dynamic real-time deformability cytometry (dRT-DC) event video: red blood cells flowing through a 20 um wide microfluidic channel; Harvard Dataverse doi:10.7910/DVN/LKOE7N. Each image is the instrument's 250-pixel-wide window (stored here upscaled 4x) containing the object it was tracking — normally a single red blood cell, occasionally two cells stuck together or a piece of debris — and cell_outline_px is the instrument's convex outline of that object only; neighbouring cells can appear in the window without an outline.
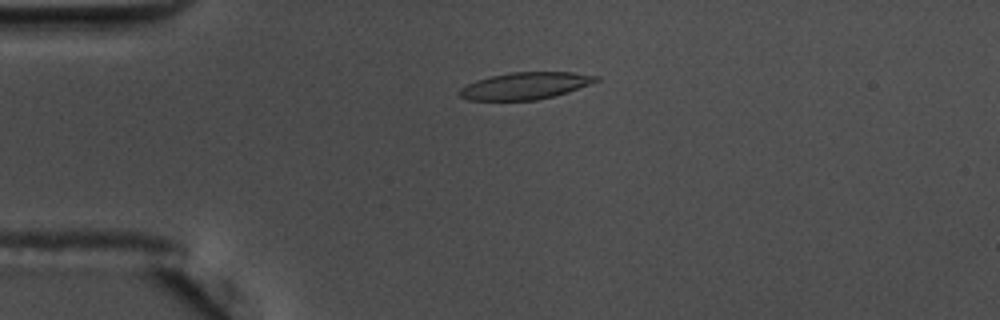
{"species": "common noctule bat (a hibernating species)", "species_latin": "Nyctalus noctula", "temperature_condition": "warm", "stored_images_in_passage": 41, "camera_frame_rate_fps": 3000, "um_per_image_px": 0.085, "animal": {"sex": "male", "body_mass_g": 17.5, "forearm_length_mm": 52.3}, "frame": {"image": 1, "passage_image": 3, "time_ms": 0.667, "image_size_px": [1000, 320], "cell_outline_px": [[600, 80], [568, 92], [536, 100], [468, 100], [460, 96], [456, 92], [460, 88], [476, 80], [492, 76], [512, 72], [572, 72], [600, 76]], "centroid_in_image_um": [44.64, 7.29], "position_along_channel_um": 40.4, "area_um2": 21.39}}
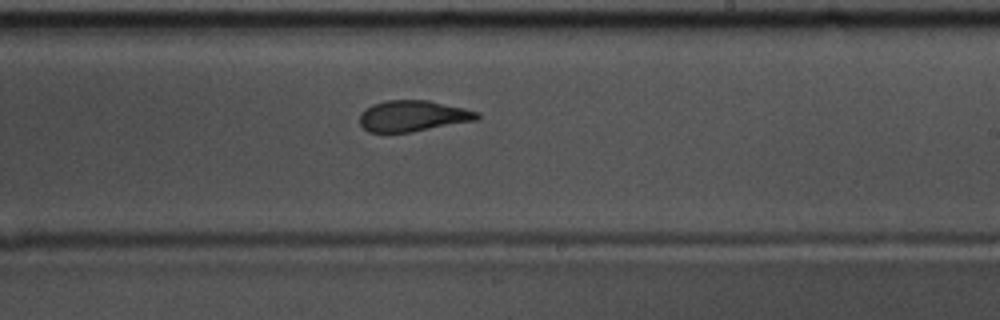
{"frame": {"image": 2, "passage_image": 23, "time_ms": 7.333, "image_size_px": [1000, 320], "cell_outline_px": [[480, 120], [408, 132], [368, 132], [360, 124], [360, 112], [364, 108], [372, 104], [388, 100], [428, 100], [464, 108], [480, 112]], "centroid_in_image_um": [35.11, 9.85], "position_along_channel_um": 253.9, "area_um2": 21.33}}
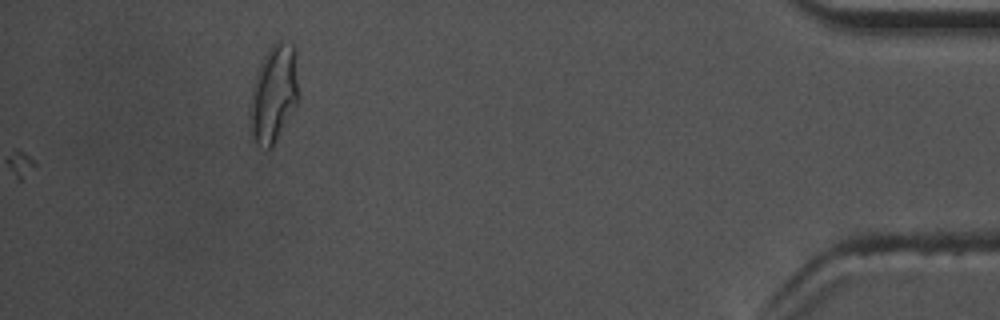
{"frame": {"image": 3, "passage_image": 41, "time_ms": 13.333, "image_size_px": [1000, 320], "cell_outline_px": [[300, 100], [272, 148], [268, 148], [256, 144], [252, 132], [248, 116], [248, 112], [252, 88], [256, 72], [268, 48], [276, 40], [280, 40], [292, 44], [296, 48], [300, 96]], "centroid_in_image_um": [23.3, 7.93], "position_along_channel_um": 411.9, "area_um2": 28.44}, "authors_computed_cell_mechanics": {"area_um2": 21.5016, "velocity_mm_per_s": 3.6307, "shape_relaxation_time_tau1_ms": 8.0661, "shape_relaxation_time_tau2_ms": 2.0086, "deformation_change_tau1": 0.24, "deformation_change_tau2": 0.1066}}